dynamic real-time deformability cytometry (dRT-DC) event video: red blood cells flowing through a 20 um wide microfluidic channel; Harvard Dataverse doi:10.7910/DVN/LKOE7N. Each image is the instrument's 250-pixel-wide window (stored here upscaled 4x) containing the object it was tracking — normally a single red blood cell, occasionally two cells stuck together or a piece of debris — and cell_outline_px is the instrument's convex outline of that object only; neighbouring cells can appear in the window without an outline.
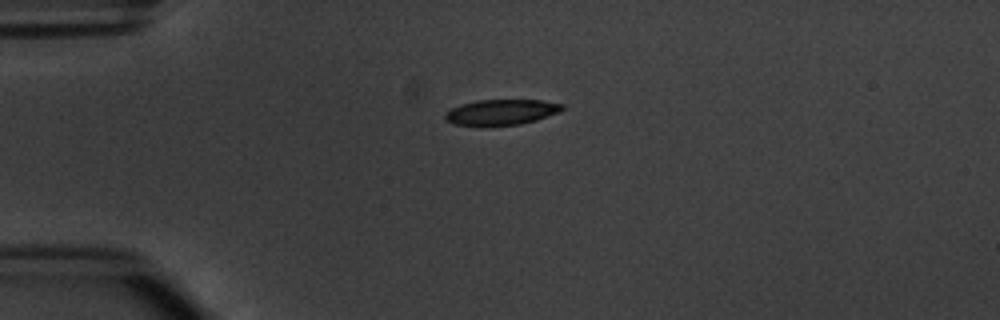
{"species": "common noctule bat (a hibernating species)", "species_latin": "Nyctalus noctula", "temperature_condition": "warm", "stored_images_in_passage": 1, "camera_frame_rate_fps": 3000, "um_per_image_px": 0.085, "animal": {"sex": "male", "body_mass_g": 20.1, "forearm_length_mm": 53.5}, "frame": {"image": 1, "passage_image": 1, "time_ms": 0.0, "image_size_px": [1000, 320], "cell_outline_px": [[564, 108], [560, 112], [536, 120], [520, 124], [484, 128], [480, 128], [452, 124], [444, 120], [444, 112], [460, 104], [476, 100], [540, 100], [564, 104]], "centroid_in_image_um": [42.53, 9.57], "position_along_channel_um": 42.5, "area_um2": 18.21}}